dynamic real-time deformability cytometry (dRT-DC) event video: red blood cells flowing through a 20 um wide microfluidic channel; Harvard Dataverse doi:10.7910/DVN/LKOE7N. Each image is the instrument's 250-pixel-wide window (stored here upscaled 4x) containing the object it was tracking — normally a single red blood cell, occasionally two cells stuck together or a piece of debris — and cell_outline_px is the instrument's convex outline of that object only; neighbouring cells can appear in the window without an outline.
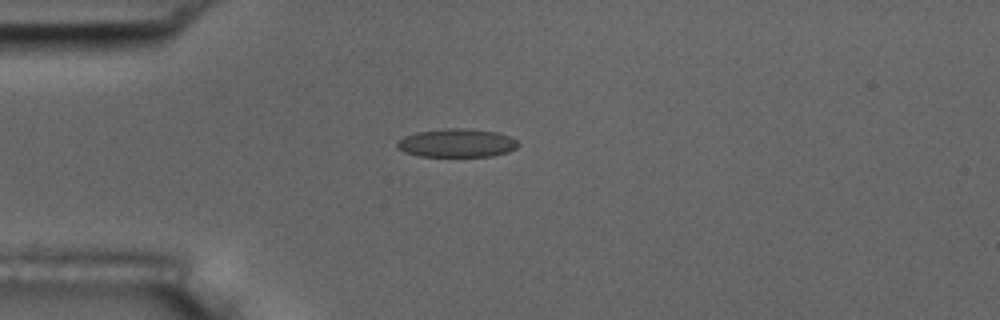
{"species": "common noctule bat (a hibernating species)", "species_latin": "Nyctalus noctula", "temperature_condition": "room temperature", "stored_images_in_passage": 3, "camera_frame_rate_fps": 3000, "um_per_image_px": 0.085, "animal": {"sex": "male", "body_mass_g": 17.5, "forearm_length_mm": 52.3}, "frame": {"image": 1, "passage_image": 1, "time_ms": 0.0, "image_size_px": [1000, 320], "cell_outline_px": [[520, 144], [516, 148], [508, 152], [492, 156], [420, 156], [404, 152], [396, 148], [396, 144], [404, 136], [416, 132], [444, 128], [468, 128], [496, 132], [508, 136], [516, 140]], "centroid_in_image_um": [38.82, 12.15], "position_along_channel_um": 46.2, "area_um2": 20.11}}
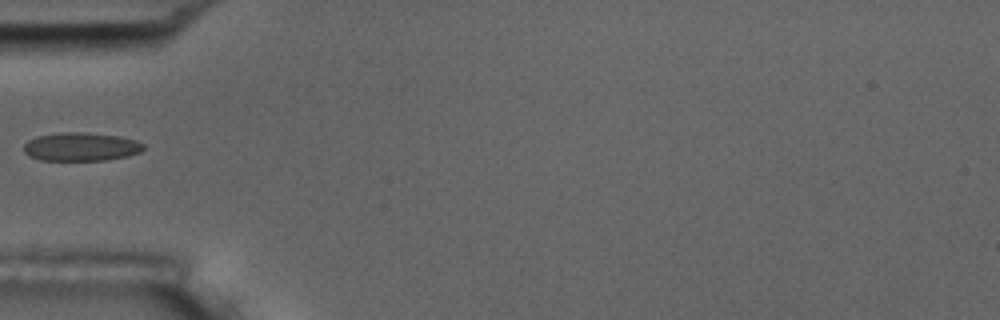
{"frame": {"image": 2, "passage_image": 2, "time_ms": 1.333, "image_size_px": [1000, 320], "cell_outline_px": [[144, 148], [140, 152], [128, 156], [104, 160], [40, 160], [28, 156], [24, 152], [24, 144], [28, 140], [36, 136], [60, 132], [84, 132], [120, 136], [136, 140], [144, 144]], "centroid_in_image_um": [6.87, 12.47], "position_along_channel_um": 78.1, "area_um2": 20.0}}